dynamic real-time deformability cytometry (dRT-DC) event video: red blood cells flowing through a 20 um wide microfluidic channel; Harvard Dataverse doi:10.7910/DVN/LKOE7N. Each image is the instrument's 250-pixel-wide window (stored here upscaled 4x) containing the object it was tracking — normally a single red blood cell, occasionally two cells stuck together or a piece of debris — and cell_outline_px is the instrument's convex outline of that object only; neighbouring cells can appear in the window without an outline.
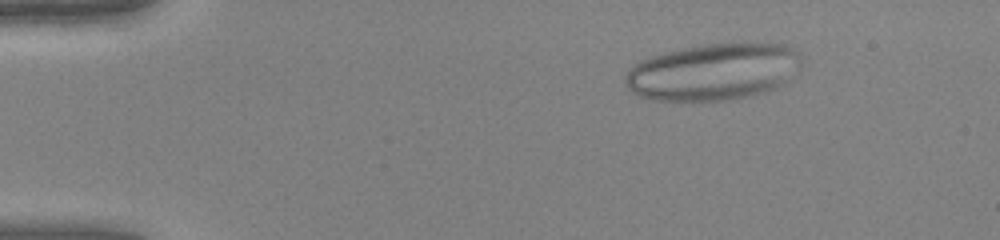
{"species": "human", "species_latin": "Homo sapiens", "temperature_condition": "warm", "stored_images_in_passage": 52, "camera_frame_rate_fps": 3000, "um_per_image_px": 0.085, "donor": {"sex": "female"}, "frame": {"image": 1, "passage_image": 8, "time_ms": 2.333, "image_size_px": [1000, 240], "cell_outline_px": [[804, 64], [792, 80], [776, 88], [752, 96], [732, 100], [652, 100], [640, 96], [632, 92], [624, 84], [624, 76], [640, 60], [648, 56], [664, 52], [700, 44], [740, 40], [788, 44], [800, 52]], "centroid_in_image_um": [60.76, 6.06], "position_along_channel_um": 24.2, "area_um2": 60.4}}
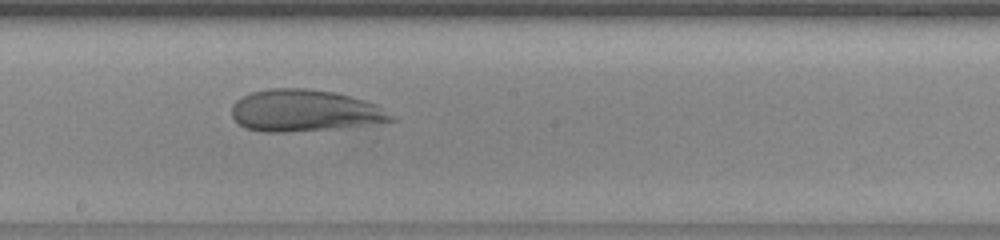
{"frame": {"image": 2, "passage_image": 31, "time_ms": 10.0, "image_size_px": [1000, 240], "cell_outline_px": [[396, 120], [328, 128], [284, 132], [264, 132], [244, 128], [232, 116], [232, 104], [236, 100], [252, 92], [268, 88], [308, 88], [336, 92], [364, 100], [376, 104], [396, 116]], "centroid_in_image_um": [25.85, 9.38], "position_along_channel_um": 222.4, "area_um2": 38.44}}
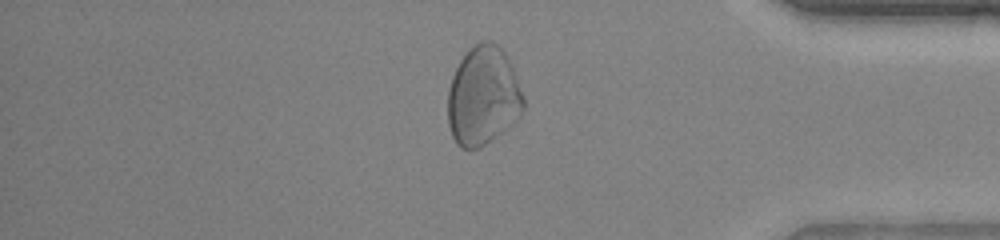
{"frame": {"image": 3, "passage_image": 45, "time_ms": 14.667, "image_size_px": [1000, 240], "cell_outline_px": [[524, 108], [520, 116], [508, 128], [480, 148], [460, 148], [456, 144], [452, 136], [448, 124], [448, 88], [452, 76], [460, 60], [480, 40], [492, 40], [508, 56], [524, 100]], "centroid_in_image_um": [41.05, 8.18], "position_along_channel_um": 394.1, "area_um2": 43.58}, "authors_computed_cell_mechanics": {"area_um2": 46.3845, "velocity_mm_per_s": 4.0341, "shape_relaxation_time_tau1_ms": 0.8141, "shape_relaxation_time_tau2_ms": 3.9934, "deformation_change_tau1": null, "deformation_change_tau2": 0.1495}}